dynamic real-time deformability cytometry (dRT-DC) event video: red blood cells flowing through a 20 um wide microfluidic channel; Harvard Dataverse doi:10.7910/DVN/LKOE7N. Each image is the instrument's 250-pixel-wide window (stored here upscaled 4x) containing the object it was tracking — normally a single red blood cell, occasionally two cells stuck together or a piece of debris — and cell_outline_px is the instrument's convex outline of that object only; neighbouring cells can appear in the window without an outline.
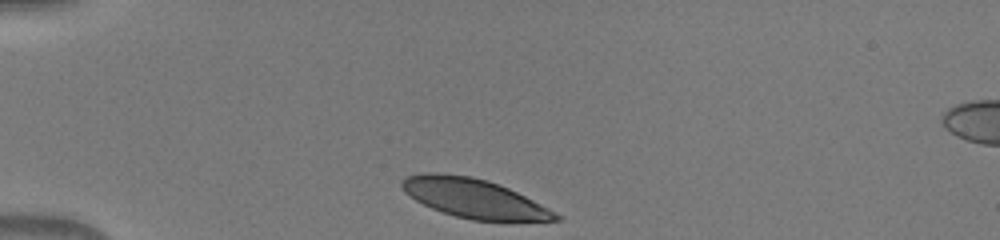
{"species": "human", "species_latin": "Homo sapiens", "temperature_condition": "warm", "stored_images_in_passage": 33, "camera_frame_rate_fps": 3000, "um_per_image_px": 0.085, "donor": {"sex": "male"}, "frame": {"image": 1, "passage_image": 1, "time_ms": 0.0, "image_size_px": [1000, 240], "cell_outline_px": [[560, 220], [472, 220], [456, 216], [432, 208], [416, 200], [404, 192], [400, 184], [400, 180], [404, 176], [420, 172], [436, 172], [472, 176], [488, 180], [508, 188], [548, 208], [560, 216]], "centroid_in_image_um": [40.19, 16.82], "position_along_channel_um": 44.8, "area_um2": 34.68}}
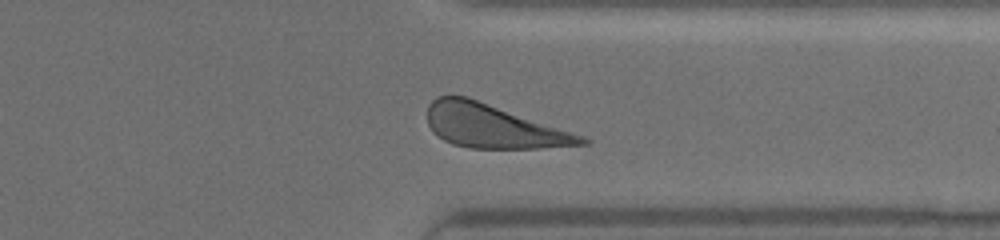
{"frame": {"image": 2, "passage_image": 28, "time_ms": 9.0, "image_size_px": [1000, 240], "cell_outline_px": [[592, 140], [588, 144], [540, 148], [468, 148], [452, 144], [444, 140], [432, 132], [428, 124], [428, 104], [436, 96], [468, 96], [584, 136]], "centroid_in_image_um": [41.91, 10.73], "position_along_channel_um": 369.5, "area_um2": 39.13}}
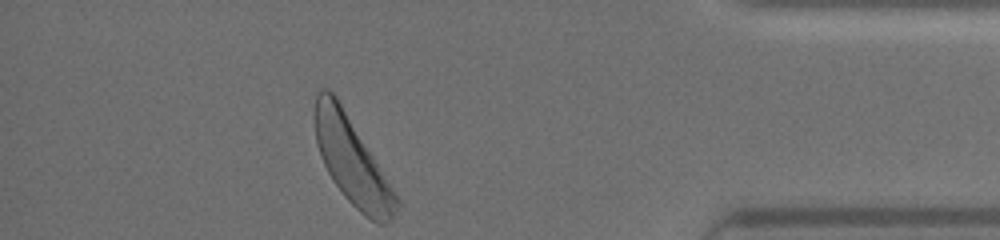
{"frame": {"image": 3, "passage_image": 33, "time_ms": 10.667, "image_size_px": [1000, 240], "cell_outline_px": [[400, 204], [392, 220], [384, 224], [380, 224], [364, 216], [344, 196], [332, 180], [320, 156], [316, 144], [316, 92], [320, 88], [328, 88], [336, 96], [400, 200]], "centroid_in_image_um": [29.93, 13.72], "position_along_channel_um": 405.3, "area_um2": 40.52}}